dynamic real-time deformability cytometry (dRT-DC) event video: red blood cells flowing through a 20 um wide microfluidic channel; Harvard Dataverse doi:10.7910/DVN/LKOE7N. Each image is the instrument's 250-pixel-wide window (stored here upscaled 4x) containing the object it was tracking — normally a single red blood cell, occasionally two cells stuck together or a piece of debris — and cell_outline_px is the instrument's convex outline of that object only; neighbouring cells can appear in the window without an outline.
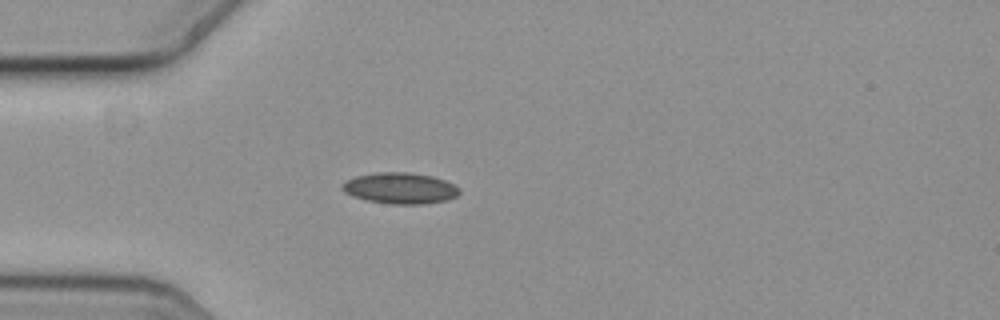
{"species": "common noctule bat (a hibernating species)", "species_latin": "Nyctalus noctula", "temperature_condition": "cold", "stored_images_in_passage": 42, "camera_frame_rate_fps": 3000, "um_per_image_px": 0.085, "animal": {"sex": "female", "body_mass_g": 19.3, "forearm_length_mm": 54.1}, "frame": {"image": 1, "passage_image": 1, "time_ms": 0.0, "image_size_px": [1000, 320], "cell_outline_px": [[460, 192], [456, 196], [448, 200], [424, 204], [388, 204], [364, 200], [352, 196], [344, 192], [340, 188], [348, 180], [356, 176], [380, 172], [408, 172], [432, 176], [444, 180], [460, 188]], "centroid_in_image_um": [34.01, 16.01], "position_along_channel_um": 51.0, "area_um2": 21.27}}
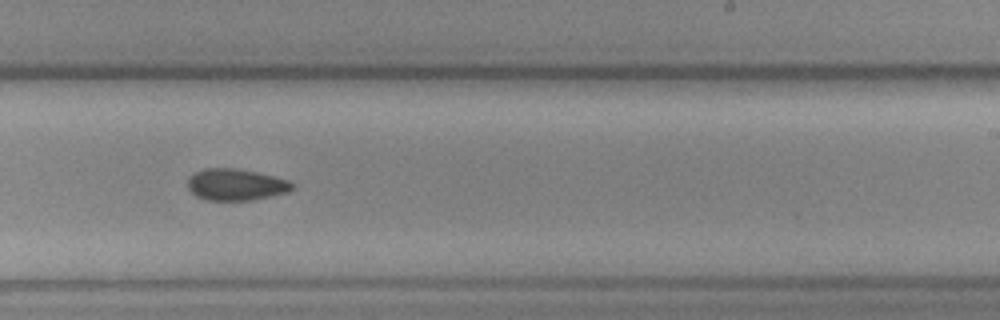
{"frame": {"image": 2, "passage_image": 20, "time_ms": 6.333, "image_size_px": [1000, 320], "cell_outline_px": [[292, 188], [288, 192], [252, 200], [208, 200], [196, 196], [188, 188], [188, 176], [192, 172], [204, 168], [232, 168], [256, 172], [288, 180], [292, 184]], "centroid_in_image_um": [19.99, 15.68], "position_along_channel_um": 269.0, "area_um2": 19.13}}
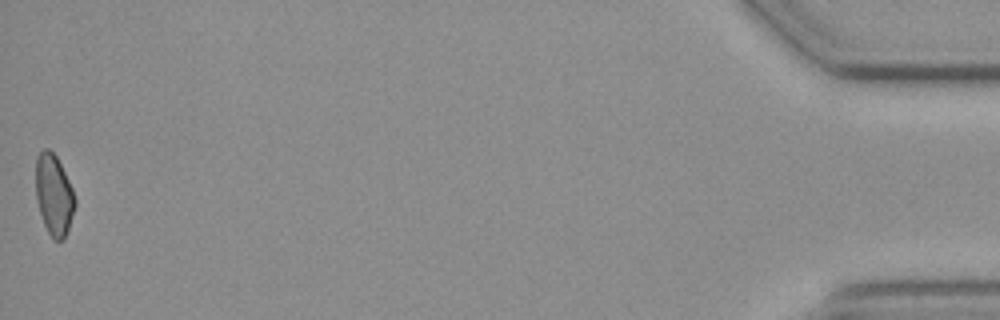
{"frame": {"image": 3, "passage_image": 42, "time_ms": 13.667, "image_size_px": [1000, 320], "cell_outline_px": [[76, 204], [64, 240], [52, 240], [44, 224], [36, 200], [36, 156], [44, 148], [48, 148], [56, 156], [72, 188], [76, 200]], "centroid_in_image_um": [4.57, 16.57], "position_along_channel_um": 430.6, "area_um2": 18.38}, "authors_computed_cell_mechanics": {"area_um2": 19.2474, "velocity_mm_per_s": 3.6212, "shape_relaxation_time_tau1_ms": null, "shape_relaxation_time_tau2_ms": 9.4259, "deformation_change_tau1": null, "deformation_change_tau2": 0.146}}